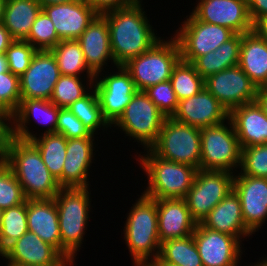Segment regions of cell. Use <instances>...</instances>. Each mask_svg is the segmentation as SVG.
Returning a JSON list of instances; mask_svg holds the SVG:
<instances>
[{
	"mask_svg": "<svg viewBox=\"0 0 267 266\" xmlns=\"http://www.w3.org/2000/svg\"><path fill=\"white\" fill-rule=\"evenodd\" d=\"M141 3L138 0L131 6L102 13L109 26L110 46L117 66L138 57L160 40L142 11Z\"/></svg>",
	"mask_w": 267,
	"mask_h": 266,
	"instance_id": "6da1fadb",
	"label": "cell"
},
{
	"mask_svg": "<svg viewBox=\"0 0 267 266\" xmlns=\"http://www.w3.org/2000/svg\"><path fill=\"white\" fill-rule=\"evenodd\" d=\"M2 160L16 176L26 199H52L61 189L30 141L14 137Z\"/></svg>",
	"mask_w": 267,
	"mask_h": 266,
	"instance_id": "7a4b0ae2",
	"label": "cell"
},
{
	"mask_svg": "<svg viewBox=\"0 0 267 266\" xmlns=\"http://www.w3.org/2000/svg\"><path fill=\"white\" fill-rule=\"evenodd\" d=\"M146 150L147 154L139 160L149 182L143 194L153 199H184L198 169L162 159L150 149Z\"/></svg>",
	"mask_w": 267,
	"mask_h": 266,
	"instance_id": "3957f363",
	"label": "cell"
},
{
	"mask_svg": "<svg viewBox=\"0 0 267 266\" xmlns=\"http://www.w3.org/2000/svg\"><path fill=\"white\" fill-rule=\"evenodd\" d=\"M135 203L126 220L125 242L134 263L150 261L151 258V261H155L158 258L161 244L157 223V199L147 197L142 193Z\"/></svg>",
	"mask_w": 267,
	"mask_h": 266,
	"instance_id": "277c9868",
	"label": "cell"
},
{
	"mask_svg": "<svg viewBox=\"0 0 267 266\" xmlns=\"http://www.w3.org/2000/svg\"><path fill=\"white\" fill-rule=\"evenodd\" d=\"M89 188H61L54 201L58 210L62 256L74 261L83 240L90 210Z\"/></svg>",
	"mask_w": 267,
	"mask_h": 266,
	"instance_id": "5b68a950",
	"label": "cell"
},
{
	"mask_svg": "<svg viewBox=\"0 0 267 266\" xmlns=\"http://www.w3.org/2000/svg\"><path fill=\"white\" fill-rule=\"evenodd\" d=\"M181 59L176 39L159 40L149 50L130 59L123 67L130 73L138 91L169 81L173 68Z\"/></svg>",
	"mask_w": 267,
	"mask_h": 266,
	"instance_id": "8992f818",
	"label": "cell"
},
{
	"mask_svg": "<svg viewBox=\"0 0 267 266\" xmlns=\"http://www.w3.org/2000/svg\"><path fill=\"white\" fill-rule=\"evenodd\" d=\"M162 159L200 169V128L166 117L155 143L149 148Z\"/></svg>",
	"mask_w": 267,
	"mask_h": 266,
	"instance_id": "52a82bcc",
	"label": "cell"
},
{
	"mask_svg": "<svg viewBox=\"0 0 267 266\" xmlns=\"http://www.w3.org/2000/svg\"><path fill=\"white\" fill-rule=\"evenodd\" d=\"M228 121L230 127L222 122L200 129V169L232 172V167L241 166L242 148L231 119Z\"/></svg>",
	"mask_w": 267,
	"mask_h": 266,
	"instance_id": "ba28073f",
	"label": "cell"
},
{
	"mask_svg": "<svg viewBox=\"0 0 267 266\" xmlns=\"http://www.w3.org/2000/svg\"><path fill=\"white\" fill-rule=\"evenodd\" d=\"M166 116L144 91H137L121 116L113 123L127 136L135 138L149 149L157 140Z\"/></svg>",
	"mask_w": 267,
	"mask_h": 266,
	"instance_id": "9c48e42d",
	"label": "cell"
},
{
	"mask_svg": "<svg viewBox=\"0 0 267 266\" xmlns=\"http://www.w3.org/2000/svg\"><path fill=\"white\" fill-rule=\"evenodd\" d=\"M233 179V172L197 170L192 187L184 198L192 218L197 223H201L233 190Z\"/></svg>",
	"mask_w": 267,
	"mask_h": 266,
	"instance_id": "30bf717a",
	"label": "cell"
},
{
	"mask_svg": "<svg viewBox=\"0 0 267 266\" xmlns=\"http://www.w3.org/2000/svg\"><path fill=\"white\" fill-rule=\"evenodd\" d=\"M182 24L174 38L181 59L190 63L199 56L215 51L235 34L227 27L199 21L192 13Z\"/></svg>",
	"mask_w": 267,
	"mask_h": 266,
	"instance_id": "8fae6325",
	"label": "cell"
},
{
	"mask_svg": "<svg viewBox=\"0 0 267 266\" xmlns=\"http://www.w3.org/2000/svg\"><path fill=\"white\" fill-rule=\"evenodd\" d=\"M230 113L233 109L256 101L258 88L237 65L205 79L204 86Z\"/></svg>",
	"mask_w": 267,
	"mask_h": 266,
	"instance_id": "7c38bea8",
	"label": "cell"
},
{
	"mask_svg": "<svg viewBox=\"0 0 267 266\" xmlns=\"http://www.w3.org/2000/svg\"><path fill=\"white\" fill-rule=\"evenodd\" d=\"M117 68V73L100 79L96 77L93 83L102 114L111 126L138 91L130 73L123 66Z\"/></svg>",
	"mask_w": 267,
	"mask_h": 266,
	"instance_id": "4fadbf2b",
	"label": "cell"
},
{
	"mask_svg": "<svg viewBox=\"0 0 267 266\" xmlns=\"http://www.w3.org/2000/svg\"><path fill=\"white\" fill-rule=\"evenodd\" d=\"M60 76L53 53L37 50L30 66L19 77L21 99L50 100Z\"/></svg>",
	"mask_w": 267,
	"mask_h": 266,
	"instance_id": "5bb4252c",
	"label": "cell"
},
{
	"mask_svg": "<svg viewBox=\"0 0 267 266\" xmlns=\"http://www.w3.org/2000/svg\"><path fill=\"white\" fill-rule=\"evenodd\" d=\"M193 238L203 266H237L241 244L236 237L197 223Z\"/></svg>",
	"mask_w": 267,
	"mask_h": 266,
	"instance_id": "9a60e30c",
	"label": "cell"
},
{
	"mask_svg": "<svg viewBox=\"0 0 267 266\" xmlns=\"http://www.w3.org/2000/svg\"><path fill=\"white\" fill-rule=\"evenodd\" d=\"M200 1L192 12L199 21L227 27L235 34L253 31L247 0Z\"/></svg>",
	"mask_w": 267,
	"mask_h": 266,
	"instance_id": "2e32d148",
	"label": "cell"
},
{
	"mask_svg": "<svg viewBox=\"0 0 267 266\" xmlns=\"http://www.w3.org/2000/svg\"><path fill=\"white\" fill-rule=\"evenodd\" d=\"M233 190L240 199L245 226L254 234L267 218V178L238 175Z\"/></svg>",
	"mask_w": 267,
	"mask_h": 266,
	"instance_id": "e0dca14e",
	"label": "cell"
},
{
	"mask_svg": "<svg viewBox=\"0 0 267 266\" xmlns=\"http://www.w3.org/2000/svg\"><path fill=\"white\" fill-rule=\"evenodd\" d=\"M60 40H77L99 14L85 0L42 6Z\"/></svg>",
	"mask_w": 267,
	"mask_h": 266,
	"instance_id": "ac0fdd59",
	"label": "cell"
},
{
	"mask_svg": "<svg viewBox=\"0 0 267 266\" xmlns=\"http://www.w3.org/2000/svg\"><path fill=\"white\" fill-rule=\"evenodd\" d=\"M175 120L197 128L220 124L228 120L229 113L204 87L199 93L178 102Z\"/></svg>",
	"mask_w": 267,
	"mask_h": 266,
	"instance_id": "d6986e66",
	"label": "cell"
},
{
	"mask_svg": "<svg viewBox=\"0 0 267 266\" xmlns=\"http://www.w3.org/2000/svg\"><path fill=\"white\" fill-rule=\"evenodd\" d=\"M94 137L67 139L62 175L57 179L61 188H88V170L93 160Z\"/></svg>",
	"mask_w": 267,
	"mask_h": 266,
	"instance_id": "ffe728a7",
	"label": "cell"
},
{
	"mask_svg": "<svg viewBox=\"0 0 267 266\" xmlns=\"http://www.w3.org/2000/svg\"><path fill=\"white\" fill-rule=\"evenodd\" d=\"M1 256L8 259V265L20 266L55 265L63 257L53 246L30 231L12 243Z\"/></svg>",
	"mask_w": 267,
	"mask_h": 266,
	"instance_id": "44dd1931",
	"label": "cell"
},
{
	"mask_svg": "<svg viewBox=\"0 0 267 266\" xmlns=\"http://www.w3.org/2000/svg\"><path fill=\"white\" fill-rule=\"evenodd\" d=\"M157 214L160 243L192 235L196 229L185 199H157Z\"/></svg>",
	"mask_w": 267,
	"mask_h": 266,
	"instance_id": "7402d4cb",
	"label": "cell"
},
{
	"mask_svg": "<svg viewBox=\"0 0 267 266\" xmlns=\"http://www.w3.org/2000/svg\"><path fill=\"white\" fill-rule=\"evenodd\" d=\"M77 40L88 67L96 74V77H99L103 71L102 67L107 64L108 60H113L112 62L117 66L111 51L109 26L102 14L95 17Z\"/></svg>",
	"mask_w": 267,
	"mask_h": 266,
	"instance_id": "603a6c76",
	"label": "cell"
},
{
	"mask_svg": "<svg viewBox=\"0 0 267 266\" xmlns=\"http://www.w3.org/2000/svg\"><path fill=\"white\" fill-rule=\"evenodd\" d=\"M28 231L53 246L62 255L58 210L54 198L27 199Z\"/></svg>",
	"mask_w": 267,
	"mask_h": 266,
	"instance_id": "cb8c5ba5",
	"label": "cell"
},
{
	"mask_svg": "<svg viewBox=\"0 0 267 266\" xmlns=\"http://www.w3.org/2000/svg\"><path fill=\"white\" fill-rule=\"evenodd\" d=\"M57 105L50 100L43 99H21L17 111L13 114V135L15 138L31 141L36 136L28 131L26 123H29L31 116L40 124L48 126L44 134L56 133L57 119L59 114ZM50 126V127H49Z\"/></svg>",
	"mask_w": 267,
	"mask_h": 266,
	"instance_id": "d4e9b609",
	"label": "cell"
},
{
	"mask_svg": "<svg viewBox=\"0 0 267 266\" xmlns=\"http://www.w3.org/2000/svg\"><path fill=\"white\" fill-rule=\"evenodd\" d=\"M229 118L241 148L267 144V117L256 101L233 109Z\"/></svg>",
	"mask_w": 267,
	"mask_h": 266,
	"instance_id": "484cf974",
	"label": "cell"
},
{
	"mask_svg": "<svg viewBox=\"0 0 267 266\" xmlns=\"http://www.w3.org/2000/svg\"><path fill=\"white\" fill-rule=\"evenodd\" d=\"M201 224L209 229L232 235L240 242L242 236L252 235L245 226L240 199L234 190L211 210Z\"/></svg>",
	"mask_w": 267,
	"mask_h": 266,
	"instance_id": "4316f807",
	"label": "cell"
},
{
	"mask_svg": "<svg viewBox=\"0 0 267 266\" xmlns=\"http://www.w3.org/2000/svg\"><path fill=\"white\" fill-rule=\"evenodd\" d=\"M238 66L257 88L267 85V42L254 31L242 34Z\"/></svg>",
	"mask_w": 267,
	"mask_h": 266,
	"instance_id": "83f0119b",
	"label": "cell"
},
{
	"mask_svg": "<svg viewBox=\"0 0 267 266\" xmlns=\"http://www.w3.org/2000/svg\"><path fill=\"white\" fill-rule=\"evenodd\" d=\"M41 10L37 0H6L2 24L14 40L24 41Z\"/></svg>",
	"mask_w": 267,
	"mask_h": 266,
	"instance_id": "f1b7e54d",
	"label": "cell"
},
{
	"mask_svg": "<svg viewBox=\"0 0 267 266\" xmlns=\"http://www.w3.org/2000/svg\"><path fill=\"white\" fill-rule=\"evenodd\" d=\"M242 34H234L215 51L197 57L193 62L196 71L204 79L239 63Z\"/></svg>",
	"mask_w": 267,
	"mask_h": 266,
	"instance_id": "f546056e",
	"label": "cell"
},
{
	"mask_svg": "<svg viewBox=\"0 0 267 266\" xmlns=\"http://www.w3.org/2000/svg\"><path fill=\"white\" fill-rule=\"evenodd\" d=\"M57 62L61 75L80 76V72H87L89 86L93 87L96 74L88 67L82 48L78 40H61L50 50Z\"/></svg>",
	"mask_w": 267,
	"mask_h": 266,
	"instance_id": "4dcf8cb0",
	"label": "cell"
},
{
	"mask_svg": "<svg viewBox=\"0 0 267 266\" xmlns=\"http://www.w3.org/2000/svg\"><path fill=\"white\" fill-rule=\"evenodd\" d=\"M156 263H169L178 266H203L193 234L177 239H169L160 244Z\"/></svg>",
	"mask_w": 267,
	"mask_h": 266,
	"instance_id": "1f68e13d",
	"label": "cell"
},
{
	"mask_svg": "<svg viewBox=\"0 0 267 266\" xmlns=\"http://www.w3.org/2000/svg\"><path fill=\"white\" fill-rule=\"evenodd\" d=\"M30 142L38 149L50 173L58 179L62 175L66 157L67 138L62 134H43Z\"/></svg>",
	"mask_w": 267,
	"mask_h": 266,
	"instance_id": "d6a6232c",
	"label": "cell"
},
{
	"mask_svg": "<svg viewBox=\"0 0 267 266\" xmlns=\"http://www.w3.org/2000/svg\"><path fill=\"white\" fill-rule=\"evenodd\" d=\"M28 232L27 200L3 210L0 225V255L17 239Z\"/></svg>",
	"mask_w": 267,
	"mask_h": 266,
	"instance_id": "836d02e7",
	"label": "cell"
},
{
	"mask_svg": "<svg viewBox=\"0 0 267 266\" xmlns=\"http://www.w3.org/2000/svg\"><path fill=\"white\" fill-rule=\"evenodd\" d=\"M169 81L178 101L196 95L205 86V79L193 64L182 59L173 68Z\"/></svg>",
	"mask_w": 267,
	"mask_h": 266,
	"instance_id": "e575fe53",
	"label": "cell"
},
{
	"mask_svg": "<svg viewBox=\"0 0 267 266\" xmlns=\"http://www.w3.org/2000/svg\"><path fill=\"white\" fill-rule=\"evenodd\" d=\"M84 97L78 99L67 108L83 123V125L94 135L95 131L103 126V128L111 127L102 114L99 100L94 88Z\"/></svg>",
	"mask_w": 267,
	"mask_h": 266,
	"instance_id": "d590c367",
	"label": "cell"
},
{
	"mask_svg": "<svg viewBox=\"0 0 267 266\" xmlns=\"http://www.w3.org/2000/svg\"><path fill=\"white\" fill-rule=\"evenodd\" d=\"M24 41L31 44L36 50H52L61 40L52 20L41 10Z\"/></svg>",
	"mask_w": 267,
	"mask_h": 266,
	"instance_id": "8d00e7d4",
	"label": "cell"
},
{
	"mask_svg": "<svg viewBox=\"0 0 267 266\" xmlns=\"http://www.w3.org/2000/svg\"><path fill=\"white\" fill-rule=\"evenodd\" d=\"M22 186L12 170L0 160V208L15 207L26 201Z\"/></svg>",
	"mask_w": 267,
	"mask_h": 266,
	"instance_id": "74e56055",
	"label": "cell"
},
{
	"mask_svg": "<svg viewBox=\"0 0 267 266\" xmlns=\"http://www.w3.org/2000/svg\"><path fill=\"white\" fill-rule=\"evenodd\" d=\"M79 76L61 75L55 84L50 101L60 108H67L69 105L84 97L86 92Z\"/></svg>",
	"mask_w": 267,
	"mask_h": 266,
	"instance_id": "f35d334b",
	"label": "cell"
},
{
	"mask_svg": "<svg viewBox=\"0 0 267 266\" xmlns=\"http://www.w3.org/2000/svg\"><path fill=\"white\" fill-rule=\"evenodd\" d=\"M240 168L241 175L267 178V144L242 148Z\"/></svg>",
	"mask_w": 267,
	"mask_h": 266,
	"instance_id": "ab89813d",
	"label": "cell"
},
{
	"mask_svg": "<svg viewBox=\"0 0 267 266\" xmlns=\"http://www.w3.org/2000/svg\"><path fill=\"white\" fill-rule=\"evenodd\" d=\"M36 51L28 42L14 40L5 52L9 71L20 77L30 66Z\"/></svg>",
	"mask_w": 267,
	"mask_h": 266,
	"instance_id": "60d3db41",
	"label": "cell"
},
{
	"mask_svg": "<svg viewBox=\"0 0 267 266\" xmlns=\"http://www.w3.org/2000/svg\"><path fill=\"white\" fill-rule=\"evenodd\" d=\"M144 93L166 117H172L176 113L179 101L170 81L150 86Z\"/></svg>",
	"mask_w": 267,
	"mask_h": 266,
	"instance_id": "b9f144b4",
	"label": "cell"
},
{
	"mask_svg": "<svg viewBox=\"0 0 267 266\" xmlns=\"http://www.w3.org/2000/svg\"><path fill=\"white\" fill-rule=\"evenodd\" d=\"M21 103L19 76L9 72L0 73V108L12 115Z\"/></svg>",
	"mask_w": 267,
	"mask_h": 266,
	"instance_id": "7bdbcfd3",
	"label": "cell"
},
{
	"mask_svg": "<svg viewBox=\"0 0 267 266\" xmlns=\"http://www.w3.org/2000/svg\"><path fill=\"white\" fill-rule=\"evenodd\" d=\"M56 133L62 134L67 139L94 137L68 108L59 109Z\"/></svg>",
	"mask_w": 267,
	"mask_h": 266,
	"instance_id": "ee69618b",
	"label": "cell"
},
{
	"mask_svg": "<svg viewBox=\"0 0 267 266\" xmlns=\"http://www.w3.org/2000/svg\"><path fill=\"white\" fill-rule=\"evenodd\" d=\"M7 120L8 122L12 121L13 115L7 110L0 108V160L5 157L10 143L14 138L13 124L10 125V122L8 123Z\"/></svg>",
	"mask_w": 267,
	"mask_h": 266,
	"instance_id": "f6af8a7d",
	"label": "cell"
},
{
	"mask_svg": "<svg viewBox=\"0 0 267 266\" xmlns=\"http://www.w3.org/2000/svg\"><path fill=\"white\" fill-rule=\"evenodd\" d=\"M99 14L135 4L138 0H85Z\"/></svg>",
	"mask_w": 267,
	"mask_h": 266,
	"instance_id": "bcb514c9",
	"label": "cell"
},
{
	"mask_svg": "<svg viewBox=\"0 0 267 266\" xmlns=\"http://www.w3.org/2000/svg\"><path fill=\"white\" fill-rule=\"evenodd\" d=\"M248 13L252 23L267 16V0H247Z\"/></svg>",
	"mask_w": 267,
	"mask_h": 266,
	"instance_id": "7dc6e473",
	"label": "cell"
},
{
	"mask_svg": "<svg viewBox=\"0 0 267 266\" xmlns=\"http://www.w3.org/2000/svg\"><path fill=\"white\" fill-rule=\"evenodd\" d=\"M14 42L9 31L0 22V54L5 53L9 46Z\"/></svg>",
	"mask_w": 267,
	"mask_h": 266,
	"instance_id": "c3c4849f",
	"label": "cell"
},
{
	"mask_svg": "<svg viewBox=\"0 0 267 266\" xmlns=\"http://www.w3.org/2000/svg\"><path fill=\"white\" fill-rule=\"evenodd\" d=\"M253 31L267 42V16L260 17L253 23Z\"/></svg>",
	"mask_w": 267,
	"mask_h": 266,
	"instance_id": "681fc988",
	"label": "cell"
},
{
	"mask_svg": "<svg viewBox=\"0 0 267 266\" xmlns=\"http://www.w3.org/2000/svg\"><path fill=\"white\" fill-rule=\"evenodd\" d=\"M256 102L262 108L264 114L267 117V88H258Z\"/></svg>",
	"mask_w": 267,
	"mask_h": 266,
	"instance_id": "f907efd6",
	"label": "cell"
},
{
	"mask_svg": "<svg viewBox=\"0 0 267 266\" xmlns=\"http://www.w3.org/2000/svg\"><path fill=\"white\" fill-rule=\"evenodd\" d=\"M9 72L8 61L5 53L0 54V73Z\"/></svg>",
	"mask_w": 267,
	"mask_h": 266,
	"instance_id": "816d5d0a",
	"label": "cell"
},
{
	"mask_svg": "<svg viewBox=\"0 0 267 266\" xmlns=\"http://www.w3.org/2000/svg\"><path fill=\"white\" fill-rule=\"evenodd\" d=\"M41 6L62 4L67 2H73L75 0H37Z\"/></svg>",
	"mask_w": 267,
	"mask_h": 266,
	"instance_id": "f5cc1de1",
	"label": "cell"
},
{
	"mask_svg": "<svg viewBox=\"0 0 267 266\" xmlns=\"http://www.w3.org/2000/svg\"><path fill=\"white\" fill-rule=\"evenodd\" d=\"M68 265L69 266L74 265L73 260L62 257L55 265H50V266H68ZM8 266H20V265H8Z\"/></svg>",
	"mask_w": 267,
	"mask_h": 266,
	"instance_id": "db71d44e",
	"label": "cell"
},
{
	"mask_svg": "<svg viewBox=\"0 0 267 266\" xmlns=\"http://www.w3.org/2000/svg\"><path fill=\"white\" fill-rule=\"evenodd\" d=\"M134 266H159L155 261H138Z\"/></svg>",
	"mask_w": 267,
	"mask_h": 266,
	"instance_id": "11a10c76",
	"label": "cell"
},
{
	"mask_svg": "<svg viewBox=\"0 0 267 266\" xmlns=\"http://www.w3.org/2000/svg\"><path fill=\"white\" fill-rule=\"evenodd\" d=\"M5 4L6 0H0V22H2L3 19Z\"/></svg>",
	"mask_w": 267,
	"mask_h": 266,
	"instance_id": "9f6ffc18",
	"label": "cell"
},
{
	"mask_svg": "<svg viewBox=\"0 0 267 266\" xmlns=\"http://www.w3.org/2000/svg\"><path fill=\"white\" fill-rule=\"evenodd\" d=\"M254 266H267V259L265 258L261 262H259V263L257 262V264H255Z\"/></svg>",
	"mask_w": 267,
	"mask_h": 266,
	"instance_id": "6f0895ef",
	"label": "cell"
},
{
	"mask_svg": "<svg viewBox=\"0 0 267 266\" xmlns=\"http://www.w3.org/2000/svg\"><path fill=\"white\" fill-rule=\"evenodd\" d=\"M159 266H178L174 264H169V263H157Z\"/></svg>",
	"mask_w": 267,
	"mask_h": 266,
	"instance_id": "680465c9",
	"label": "cell"
},
{
	"mask_svg": "<svg viewBox=\"0 0 267 266\" xmlns=\"http://www.w3.org/2000/svg\"><path fill=\"white\" fill-rule=\"evenodd\" d=\"M3 210L0 208V225H1V216H2Z\"/></svg>",
	"mask_w": 267,
	"mask_h": 266,
	"instance_id": "91938a15",
	"label": "cell"
}]
</instances>
